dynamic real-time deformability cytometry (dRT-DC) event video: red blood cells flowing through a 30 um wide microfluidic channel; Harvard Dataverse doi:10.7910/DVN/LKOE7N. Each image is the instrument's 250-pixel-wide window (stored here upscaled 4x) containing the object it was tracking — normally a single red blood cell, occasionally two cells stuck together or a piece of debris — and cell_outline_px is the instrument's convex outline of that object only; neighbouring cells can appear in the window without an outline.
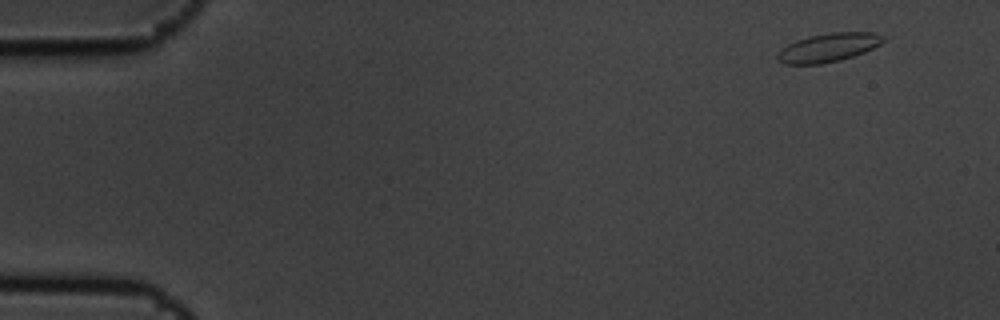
{"species": "common noctule bat (a hibernating species)", "species_latin": "Nyctalus noctula", "temperature_condition": "cold", "stored_images_in_passage": 5, "camera_frame_rate_fps": 3000, "um_per_image_px": 0.085, "animal": {"sex": "male", "body_mass_g": 19.5, "forearm_length_mm": 54.6}, "frame": {"image": 1, "passage_image": 1, "time_ms": 0.0, "image_size_px": [1000, 320], "cell_outline_px": [[888, 36], [880, 44], [864, 52], [840, 60], [820, 64], [784, 64], [776, 56], [788, 44], [796, 40], [808, 36], [832, 32], [876, 32]], "centroid_in_image_um": [70.47, 4.02], "position_along_channel_um": 14.5, "area_um2": 17.57}}
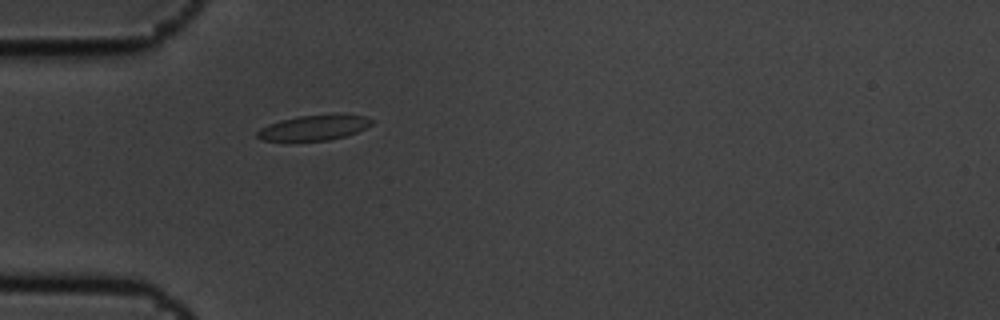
{"frame": {"image": 2, "passage_image": 5, "time_ms": 1.333, "image_size_px": [1000, 320], "cell_outline_px": [[372, 124], [356, 132], [344, 136], [328, 140], [260, 140], [256, 136], [256, 132], [260, 128], [268, 124], [280, 120], [296, 116], [364, 116], [372, 120]], "centroid_in_image_um": [26.59, 10.87], "position_along_channel_um": 58.4, "area_um2": 16.07}}